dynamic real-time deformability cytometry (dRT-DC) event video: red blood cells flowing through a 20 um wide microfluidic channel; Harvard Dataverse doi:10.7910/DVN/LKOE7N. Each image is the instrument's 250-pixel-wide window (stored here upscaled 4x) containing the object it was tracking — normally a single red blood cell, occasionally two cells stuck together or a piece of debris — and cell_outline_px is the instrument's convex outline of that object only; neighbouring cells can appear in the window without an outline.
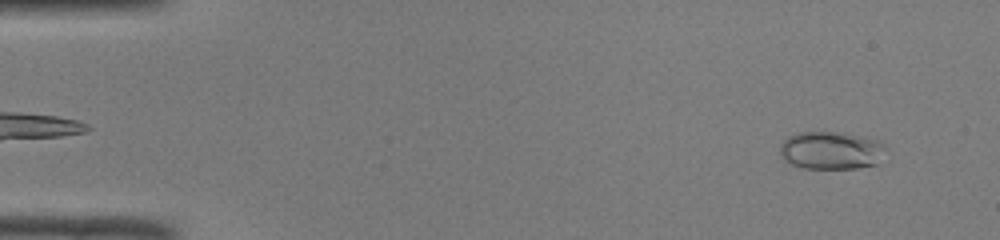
{"species": "common noctule bat (a hibernating species)", "species_latin": "Nyctalus noctula", "temperature_condition": "room temperature", "stored_images_in_passage": 49, "camera_frame_rate_fps": 3000, "um_per_image_px": 0.085, "animal": {"sex": "male", "body_mass_g": 19.0, "forearm_length_mm": 50.8}, "frame": {"image": 1, "passage_image": 3, "time_ms": 0.667, "image_size_px": [1000, 240], "cell_outline_px": [[884, 148], [880, 164], [860, 168], [804, 168], [792, 164], [784, 160], [780, 152], [780, 144], [788, 136], [800, 132], [836, 132], [864, 136], [876, 140]], "centroid_in_image_um": [70.63, 12.79], "position_along_channel_um": 14.4, "area_um2": 23.29}}
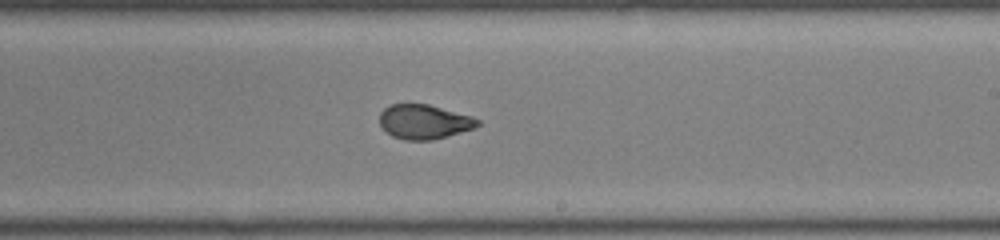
{"frame": {"image": 2, "passage_image": 29, "time_ms": 9.333, "image_size_px": [1000, 240], "cell_outline_px": [[480, 124], [472, 128], [448, 136], [432, 140], [404, 140], [392, 136], [380, 124], [380, 112], [384, 108], [392, 104], [428, 104], [472, 116], [480, 120]], "centroid_in_image_um": [36.05, 10.35], "position_along_channel_um": 253.0, "area_um2": 19.54}}
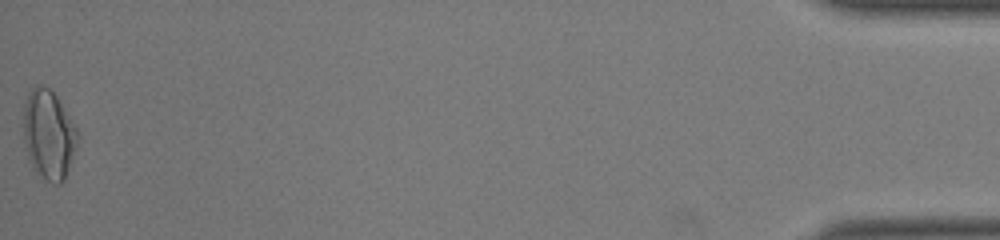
{"frame": {"image": 3, "passage_image": 49, "time_ms": 16.0, "image_size_px": [1000, 240], "cell_outline_px": [[80, 136], [76, 148], [64, 180], [60, 184], [52, 184], [36, 172], [28, 160], [24, 140], [24, 104], [28, 92], [32, 88], [40, 84], [48, 88], [56, 96], [76, 128]], "centroid_in_image_um": [4.13, 11.46], "position_along_channel_um": 431.1, "area_um2": 28.03}, "authors_computed_cell_mechanics": {"area_um2": 20.9236, "velocity_mm_per_s": 4.0995, "shape_relaxation_time_tau1_ms": null, "shape_relaxation_time_tau2_ms": 0.8879, "deformation_change_tau1": null, "deformation_change_tau2": 0.0654}}